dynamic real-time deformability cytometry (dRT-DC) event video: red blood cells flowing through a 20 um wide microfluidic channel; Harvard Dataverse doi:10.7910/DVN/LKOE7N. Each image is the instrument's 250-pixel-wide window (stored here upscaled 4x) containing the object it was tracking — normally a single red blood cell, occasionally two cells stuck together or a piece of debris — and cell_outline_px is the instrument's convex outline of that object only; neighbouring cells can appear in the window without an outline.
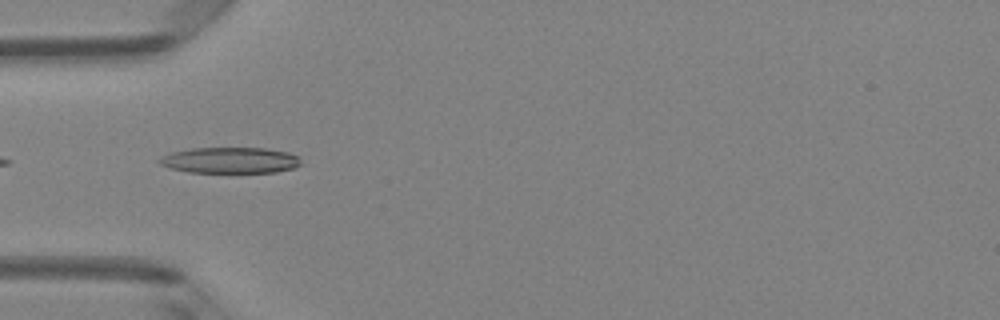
{"species": "Egyptian fruit bat (a non-hibernating species)", "species_latin": "Rousettus aegyptiacus", "temperature_condition": "room temperature", "stored_images_in_passage": 5, "camera_frame_rate_fps": 3000, "um_per_image_px": 0.085, "animal": {"sex": "female"}, "frame": {"image": 1, "passage_image": 5, "time_ms": 1.333, "image_size_px": [1000, 320], "cell_outline_px": [[300, 164], [292, 168], [276, 172], [188, 172], [168, 168], [160, 164], [156, 160], [160, 156], [172, 152], [192, 148], [264, 148], [288, 152], [300, 156]], "centroid_in_image_um": [19.52, 13.62], "position_along_channel_um": 65.5, "area_um2": 21.5}}